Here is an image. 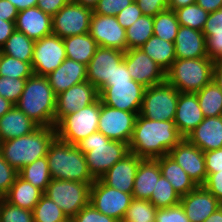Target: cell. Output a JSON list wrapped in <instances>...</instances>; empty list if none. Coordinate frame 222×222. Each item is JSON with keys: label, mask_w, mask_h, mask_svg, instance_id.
I'll return each mask as SVG.
<instances>
[{"label": "cell", "mask_w": 222, "mask_h": 222, "mask_svg": "<svg viewBox=\"0 0 222 222\" xmlns=\"http://www.w3.org/2000/svg\"><path fill=\"white\" fill-rule=\"evenodd\" d=\"M196 94L204 117L222 115V92L213 80Z\"/></svg>", "instance_id": "obj_35"}, {"label": "cell", "mask_w": 222, "mask_h": 222, "mask_svg": "<svg viewBox=\"0 0 222 222\" xmlns=\"http://www.w3.org/2000/svg\"><path fill=\"white\" fill-rule=\"evenodd\" d=\"M189 175L197 186H203L207 180L204 152L183 138L168 153Z\"/></svg>", "instance_id": "obj_17"}, {"label": "cell", "mask_w": 222, "mask_h": 222, "mask_svg": "<svg viewBox=\"0 0 222 222\" xmlns=\"http://www.w3.org/2000/svg\"><path fill=\"white\" fill-rule=\"evenodd\" d=\"M214 62L206 58H176L166 72V81L180 93H196L213 79Z\"/></svg>", "instance_id": "obj_6"}, {"label": "cell", "mask_w": 222, "mask_h": 222, "mask_svg": "<svg viewBox=\"0 0 222 222\" xmlns=\"http://www.w3.org/2000/svg\"><path fill=\"white\" fill-rule=\"evenodd\" d=\"M0 222H34L33 211L14 206L3 199L0 202Z\"/></svg>", "instance_id": "obj_43"}, {"label": "cell", "mask_w": 222, "mask_h": 222, "mask_svg": "<svg viewBox=\"0 0 222 222\" xmlns=\"http://www.w3.org/2000/svg\"><path fill=\"white\" fill-rule=\"evenodd\" d=\"M120 80H133L129 74V71L126 67L124 60L115 68L111 80L107 81H120Z\"/></svg>", "instance_id": "obj_58"}, {"label": "cell", "mask_w": 222, "mask_h": 222, "mask_svg": "<svg viewBox=\"0 0 222 222\" xmlns=\"http://www.w3.org/2000/svg\"><path fill=\"white\" fill-rule=\"evenodd\" d=\"M222 92V62H216L213 67V79Z\"/></svg>", "instance_id": "obj_61"}, {"label": "cell", "mask_w": 222, "mask_h": 222, "mask_svg": "<svg viewBox=\"0 0 222 222\" xmlns=\"http://www.w3.org/2000/svg\"><path fill=\"white\" fill-rule=\"evenodd\" d=\"M138 114L119 110L101 102L98 132L110 140L129 144Z\"/></svg>", "instance_id": "obj_14"}, {"label": "cell", "mask_w": 222, "mask_h": 222, "mask_svg": "<svg viewBox=\"0 0 222 222\" xmlns=\"http://www.w3.org/2000/svg\"><path fill=\"white\" fill-rule=\"evenodd\" d=\"M4 199V197L0 194V202Z\"/></svg>", "instance_id": "obj_66"}, {"label": "cell", "mask_w": 222, "mask_h": 222, "mask_svg": "<svg viewBox=\"0 0 222 222\" xmlns=\"http://www.w3.org/2000/svg\"><path fill=\"white\" fill-rule=\"evenodd\" d=\"M71 220L73 222H119L115 218L102 214L90 203L82 208Z\"/></svg>", "instance_id": "obj_47"}, {"label": "cell", "mask_w": 222, "mask_h": 222, "mask_svg": "<svg viewBox=\"0 0 222 222\" xmlns=\"http://www.w3.org/2000/svg\"><path fill=\"white\" fill-rule=\"evenodd\" d=\"M10 1L18 11L30 8L37 7L38 0H8Z\"/></svg>", "instance_id": "obj_60"}, {"label": "cell", "mask_w": 222, "mask_h": 222, "mask_svg": "<svg viewBox=\"0 0 222 222\" xmlns=\"http://www.w3.org/2000/svg\"><path fill=\"white\" fill-rule=\"evenodd\" d=\"M34 222H65L66 214L47 195L43 194L33 209Z\"/></svg>", "instance_id": "obj_38"}, {"label": "cell", "mask_w": 222, "mask_h": 222, "mask_svg": "<svg viewBox=\"0 0 222 222\" xmlns=\"http://www.w3.org/2000/svg\"><path fill=\"white\" fill-rule=\"evenodd\" d=\"M70 0H38L37 7L53 17Z\"/></svg>", "instance_id": "obj_55"}, {"label": "cell", "mask_w": 222, "mask_h": 222, "mask_svg": "<svg viewBox=\"0 0 222 222\" xmlns=\"http://www.w3.org/2000/svg\"><path fill=\"white\" fill-rule=\"evenodd\" d=\"M207 57L222 62V35H205Z\"/></svg>", "instance_id": "obj_50"}, {"label": "cell", "mask_w": 222, "mask_h": 222, "mask_svg": "<svg viewBox=\"0 0 222 222\" xmlns=\"http://www.w3.org/2000/svg\"><path fill=\"white\" fill-rule=\"evenodd\" d=\"M93 182H75L52 179L45 191L50 199L72 219L90 203V189Z\"/></svg>", "instance_id": "obj_8"}, {"label": "cell", "mask_w": 222, "mask_h": 222, "mask_svg": "<svg viewBox=\"0 0 222 222\" xmlns=\"http://www.w3.org/2000/svg\"><path fill=\"white\" fill-rule=\"evenodd\" d=\"M15 29L23 32L28 38L38 40L53 34L52 17L38 7L18 11Z\"/></svg>", "instance_id": "obj_23"}, {"label": "cell", "mask_w": 222, "mask_h": 222, "mask_svg": "<svg viewBox=\"0 0 222 222\" xmlns=\"http://www.w3.org/2000/svg\"><path fill=\"white\" fill-rule=\"evenodd\" d=\"M133 0H99L93 12L98 15L116 16Z\"/></svg>", "instance_id": "obj_48"}, {"label": "cell", "mask_w": 222, "mask_h": 222, "mask_svg": "<svg viewBox=\"0 0 222 222\" xmlns=\"http://www.w3.org/2000/svg\"><path fill=\"white\" fill-rule=\"evenodd\" d=\"M35 40L23 32L15 30L1 47L0 53L7 54L23 62H32Z\"/></svg>", "instance_id": "obj_33"}, {"label": "cell", "mask_w": 222, "mask_h": 222, "mask_svg": "<svg viewBox=\"0 0 222 222\" xmlns=\"http://www.w3.org/2000/svg\"><path fill=\"white\" fill-rule=\"evenodd\" d=\"M161 176L159 162L156 159H143L136 172L132 197L149 200Z\"/></svg>", "instance_id": "obj_28"}, {"label": "cell", "mask_w": 222, "mask_h": 222, "mask_svg": "<svg viewBox=\"0 0 222 222\" xmlns=\"http://www.w3.org/2000/svg\"><path fill=\"white\" fill-rule=\"evenodd\" d=\"M124 53L115 48L98 46L87 65V81L99 90L107 80H111L115 68L123 61Z\"/></svg>", "instance_id": "obj_19"}, {"label": "cell", "mask_w": 222, "mask_h": 222, "mask_svg": "<svg viewBox=\"0 0 222 222\" xmlns=\"http://www.w3.org/2000/svg\"><path fill=\"white\" fill-rule=\"evenodd\" d=\"M76 3L84 7L91 8L92 10L97 6L99 0H74Z\"/></svg>", "instance_id": "obj_65"}, {"label": "cell", "mask_w": 222, "mask_h": 222, "mask_svg": "<svg viewBox=\"0 0 222 222\" xmlns=\"http://www.w3.org/2000/svg\"><path fill=\"white\" fill-rule=\"evenodd\" d=\"M140 48L165 72L170 69L176 59L175 44L155 35H152Z\"/></svg>", "instance_id": "obj_32"}, {"label": "cell", "mask_w": 222, "mask_h": 222, "mask_svg": "<svg viewBox=\"0 0 222 222\" xmlns=\"http://www.w3.org/2000/svg\"><path fill=\"white\" fill-rule=\"evenodd\" d=\"M146 87L135 80L107 81L99 90L101 102L110 107L140 113Z\"/></svg>", "instance_id": "obj_10"}, {"label": "cell", "mask_w": 222, "mask_h": 222, "mask_svg": "<svg viewBox=\"0 0 222 222\" xmlns=\"http://www.w3.org/2000/svg\"><path fill=\"white\" fill-rule=\"evenodd\" d=\"M43 194L40 189L18 175L4 199L14 206L33 211Z\"/></svg>", "instance_id": "obj_30"}, {"label": "cell", "mask_w": 222, "mask_h": 222, "mask_svg": "<svg viewBox=\"0 0 222 222\" xmlns=\"http://www.w3.org/2000/svg\"><path fill=\"white\" fill-rule=\"evenodd\" d=\"M49 172L52 179L75 182H94L88 170L85 155L77 145L64 142L57 137L47 152Z\"/></svg>", "instance_id": "obj_4"}, {"label": "cell", "mask_w": 222, "mask_h": 222, "mask_svg": "<svg viewBox=\"0 0 222 222\" xmlns=\"http://www.w3.org/2000/svg\"><path fill=\"white\" fill-rule=\"evenodd\" d=\"M179 91L167 81L145 89L140 115L157 121H174Z\"/></svg>", "instance_id": "obj_9"}, {"label": "cell", "mask_w": 222, "mask_h": 222, "mask_svg": "<svg viewBox=\"0 0 222 222\" xmlns=\"http://www.w3.org/2000/svg\"><path fill=\"white\" fill-rule=\"evenodd\" d=\"M182 139L174 121H157L138 114L129 149L142 159H156L167 155Z\"/></svg>", "instance_id": "obj_1"}, {"label": "cell", "mask_w": 222, "mask_h": 222, "mask_svg": "<svg viewBox=\"0 0 222 222\" xmlns=\"http://www.w3.org/2000/svg\"><path fill=\"white\" fill-rule=\"evenodd\" d=\"M18 15L16 7L8 0H0V19L15 21Z\"/></svg>", "instance_id": "obj_56"}, {"label": "cell", "mask_w": 222, "mask_h": 222, "mask_svg": "<svg viewBox=\"0 0 222 222\" xmlns=\"http://www.w3.org/2000/svg\"><path fill=\"white\" fill-rule=\"evenodd\" d=\"M18 175L45 193L52 178L49 172L47 156L39 158L18 171Z\"/></svg>", "instance_id": "obj_34"}, {"label": "cell", "mask_w": 222, "mask_h": 222, "mask_svg": "<svg viewBox=\"0 0 222 222\" xmlns=\"http://www.w3.org/2000/svg\"><path fill=\"white\" fill-rule=\"evenodd\" d=\"M93 10L70 0L52 17L53 34L60 38L89 33Z\"/></svg>", "instance_id": "obj_11"}, {"label": "cell", "mask_w": 222, "mask_h": 222, "mask_svg": "<svg viewBox=\"0 0 222 222\" xmlns=\"http://www.w3.org/2000/svg\"><path fill=\"white\" fill-rule=\"evenodd\" d=\"M181 196L173 189L171 183L161 176L149 199L157 209L168 208L180 203Z\"/></svg>", "instance_id": "obj_39"}, {"label": "cell", "mask_w": 222, "mask_h": 222, "mask_svg": "<svg viewBox=\"0 0 222 222\" xmlns=\"http://www.w3.org/2000/svg\"><path fill=\"white\" fill-rule=\"evenodd\" d=\"M153 35V16L142 15L126 29L128 50L140 48Z\"/></svg>", "instance_id": "obj_37"}, {"label": "cell", "mask_w": 222, "mask_h": 222, "mask_svg": "<svg viewBox=\"0 0 222 222\" xmlns=\"http://www.w3.org/2000/svg\"><path fill=\"white\" fill-rule=\"evenodd\" d=\"M204 156L208 176L222 169V148L206 151Z\"/></svg>", "instance_id": "obj_53"}, {"label": "cell", "mask_w": 222, "mask_h": 222, "mask_svg": "<svg viewBox=\"0 0 222 222\" xmlns=\"http://www.w3.org/2000/svg\"><path fill=\"white\" fill-rule=\"evenodd\" d=\"M156 160L159 162L161 175L171 183L180 196L188 194L197 187L182 167L168 154Z\"/></svg>", "instance_id": "obj_29"}, {"label": "cell", "mask_w": 222, "mask_h": 222, "mask_svg": "<svg viewBox=\"0 0 222 222\" xmlns=\"http://www.w3.org/2000/svg\"><path fill=\"white\" fill-rule=\"evenodd\" d=\"M142 160L138 155L130 152L116 162L100 179L109 187L132 194L136 172Z\"/></svg>", "instance_id": "obj_21"}, {"label": "cell", "mask_w": 222, "mask_h": 222, "mask_svg": "<svg viewBox=\"0 0 222 222\" xmlns=\"http://www.w3.org/2000/svg\"><path fill=\"white\" fill-rule=\"evenodd\" d=\"M89 34L98 46L115 48L126 52L128 43L126 30L118 23L116 16L91 15Z\"/></svg>", "instance_id": "obj_16"}, {"label": "cell", "mask_w": 222, "mask_h": 222, "mask_svg": "<svg viewBox=\"0 0 222 222\" xmlns=\"http://www.w3.org/2000/svg\"><path fill=\"white\" fill-rule=\"evenodd\" d=\"M25 83L26 79L0 77V96L15 105L20 99Z\"/></svg>", "instance_id": "obj_44"}, {"label": "cell", "mask_w": 222, "mask_h": 222, "mask_svg": "<svg viewBox=\"0 0 222 222\" xmlns=\"http://www.w3.org/2000/svg\"><path fill=\"white\" fill-rule=\"evenodd\" d=\"M203 186L222 204V169L217 173H211Z\"/></svg>", "instance_id": "obj_54"}, {"label": "cell", "mask_w": 222, "mask_h": 222, "mask_svg": "<svg viewBox=\"0 0 222 222\" xmlns=\"http://www.w3.org/2000/svg\"><path fill=\"white\" fill-rule=\"evenodd\" d=\"M186 139L203 152L222 148V115L204 117Z\"/></svg>", "instance_id": "obj_25"}, {"label": "cell", "mask_w": 222, "mask_h": 222, "mask_svg": "<svg viewBox=\"0 0 222 222\" xmlns=\"http://www.w3.org/2000/svg\"><path fill=\"white\" fill-rule=\"evenodd\" d=\"M174 44L178 59L207 57L205 35L202 31L180 25Z\"/></svg>", "instance_id": "obj_26"}, {"label": "cell", "mask_w": 222, "mask_h": 222, "mask_svg": "<svg viewBox=\"0 0 222 222\" xmlns=\"http://www.w3.org/2000/svg\"><path fill=\"white\" fill-rule=\"evenodd\" d=\"M66 58L88 65L98 45L89 33L63 38Z\"/></svg>", "instance_id": "obj_31"}, {"label": "cell", "mask_w": 222, "mask_h": 222, "mask_svg": "<svg viewBox=\"0 0 222 222\" xmlns=\"http://www.w3.org/2000/svg\"><path fill=\"white\" fill-rule=\"evenodd\" d=\"M18 176V171L13 168L2 156L0 152V194L4 197L10 187L14 184Z\"/></svg>", "instance_id": "obj_46"}, {"label": "cell", "mask_w": 222, "mask_h": 222, "mask_svg": "<svg viewBox=\"0 0 222 222\" xmlns=\"http://www.w3.org/2000/svg\"><path fill=\"white\" fill-rule=\"evenodd\" d=\"M196 0H169L168 1V9L176 10L188 5L195 4Z\"/></svg>", "instance_id": "obj_62"}, {"label": "cell", "mask_w": 222, "mask_h": 222, "mask_svg": "<svg viewBox=\"0 0 222 222\" xmlns=\"http://www.w3.org/2000/svg\"><path fill=\"white\" fill-rule=\"evenodd\" d=\"M55 95H58L73 85L87 81V66L66 58L52 73L46 76Z\"/></svg>", "instance_id": "obj_24"}, {"label": "cell", "mask_w": 222, "mask_h": 222, "mask_svg": "<svg viewBox=\"0 0 222 222\" xmlns=\"http://www.w3.org/2000/svg\"><path fill=\"white\" fill-rule=\"evenodd\" d=\"M101 110V100L79 109L63 117L56 125L58 139L77 145L90 134L98 131V120Z\"/></svg>", "instance_id": "obj_7"}, {"label": "cell", "mask_w": 222, "mask_h": 222, "mask_svg": "<svg viewBox=\"0 0 222 222\" xmlns=\"http://www.w3.org/2000/svg\"><path fill=\"white\" fill-rule=\"evenodd\" d=\"M204 222H222V206L213 212Z\"/></svg>", "instance_id": "obj_64"}, {"label": "cell", "mask_w": 222, "mask_h": 222, "mask_svg": "<svg viewBox=\"0 0 222 222\" xmlns=\"http://www.w3.org/2000/svg\"><path fill=\"white\" fill-rule=\"evenodd\" d=\"M15 106L38 126L55 127L56 95L47 77L32 75Z\"/></svg>", "instance_id": "obj_2"}, {"label": "cell", "mask_w": 222, "mask_h": 222, "mask_svg": "<svg viewBox=\"0 0 222 222\" xmlns=\"http://www.w3.org/2000/svg\"><path fill=\"white\" fill-rule=\"evenodd\" d=\"M39 126L16 106L0 117V142L31 134Z\"/></svg>", "instance_id": "obj_27"}, {"label": "cell", "mask_w": 222, "mask_h": 222, "mask_svg": "<svg viewBox=\"0 0 222 222\" xmlns=\"http://www.w3.org/2000/svg\"><path fill=\"white\" fill-rule=\"evenodd\" d=\"M98 98V89L89 81L73 85L56 95L55 125L66 115L94 103Z\"/></svg>", "instance_id": "obj_18"}, {"label": "cell", "mask_w": 222, "mask_h": 222, "mask_svg": "<svg viewBox=\"0 0 222 222\" xmlns=\"http://www.w3.org/2000/svg\"><path fill=\"white\" fill-rule=\"evenodd\" d=\"M183 206L190 222H204L222 204L204 186H197L186 195L181 196Z\"/></svg>", "instance_id": "obj_20"}, {"label": "cell", "mask_w": 222, "mask_h": 222, "mask_svg": "<svg viewBox=\"0 0 222 222\" xmlns=\"http://www.w3.org/2000/svg\"><path fill=\"white\" fill-rule=\"evenodd\" d=\"M196 4L209 13L222 8V0H196Z\"/></svg>", "instance_id": "obj_59"}, {"label": "cell", "mask_w": 222, "mask_h": 222, "mask_svg": "<svg viewBox=\"0 0 222 222\" xmlns=\"http://www.w3.org/2000/svg\"><path fill=\"white\" fill-rule=\"evenodd\" d=\"M202 32L204 35H222V8L209 14Z\"/></svg>", "instance_id": "obj_52"}, {"label": "cell", "mask_w": 222, "mask_h": 222, "mask_svg": "<svg viewBox=\"0 0 222 222\" xmlns=\"http://www.w3.org/2000/svg\"><path fill=\"white\" fill-rule=\"evenodd\" d=\"M132 194L107 186L96 179L90 189V204L99 212L121 222L132 201Z\"/></svg>", "instance_id": "obj_12"}, {"label": "cell", "mask_w": 222, "mask_h": 222, "mask_svg": "<svg viewBox=\"0 0 222 222\" xmlns=\"http://www.w3.org/2000/svg\"><path fill=\"white\" fill-rule=\"evenodd\" d=\"M77 147L85 155L88 170L95 180L130 153L129 144L110 140L98 131L80 141Z\"/></svg>", "instance_id": "obj_5"}, {"label": "cell", "mask_w": 222, "mask_h": 222, "mask_svg": "<svg viewBox=\"0 0 222 222\" xmlns=\"http://www.w3.org/2000/svg\"><path fill=\"white\" fill-rule=\"evenodd\" d=\"M169 0H137L136 3L143 15L156 16L158 13L168 9Z\"/></svg>", "instance_id": "obj_51"}, {"label": "cell", "mask_w": 222, "mask_h": 222, "mask_svg": "<svg viewBox=\"0 0 222 222\" xmlns=\"http://www.w3.org/2000/svg\"><path fill=\"white\" fill-rule=\"evenodd\" d=\"M157 208L149 200L132 198L121 222H155Z\"/></svg>", "instance_id": "obj_42"}, {"label": "cell", "mask_w": 222, "mask_h": 222, "mask_svg": "<svg viewBox=\"0 0 222 222\" xmlns=\"http://www.w3.org/2000/svg\"><path fill=\"white\" fill-rule=\"evenodd\" d=\"M174 10L166 9L153 17V35L174 43L179 29Z\"/></svg>", "instance_id": "obj_36"}, {"label": "cell", "mask_w": 222, "mask_h": 222, "mask_svg": "<svg viewBox=\"0 0 222 222\" xmlns=\"http://www.w3.org/2000/svg\"><path fill=\"white\" fill-rule=\"evenodd\" d=\"M15 30V21L0 19V49Z\"/></svg>", "instance_id": "obj_57"}, {"label": "cell", "mask_w": 222, "mask_h": 222, "mask_svg": "<svg viewBox=\"0 0 222 222\" xmlns=\"http://www.w3.org/2000/svg\"><path fill=\"white\" fill-rule=\"evenodd\" d=\"M204 119L196 93H179L175 113V126L186 138Z\"/></svg>", "instance_id": "obj_22"}, {"label": "cell", "mask_w": 222, "mask_h": 222, "mask_svg": "<svg viewBox=\"0 0 222 222\" xmlns=\"http://www.w3.org/2000/svg\"><path fill=\"white\" fill-rule=\"evenodd\" d=\"M143 15L141 9L138 7L136 1L130 3L118 15H116L118 23L126 30L129 28L139 17Z\"/></svg>", "instance_id": "obj_49"}, {"label": "cell", "mask_w": 222, "mask_h": 222, "mask_svg": "<svg viewBox=\"0 0 222 222\" xmlns=\"http://www.w3.org/2000/svg\"><path fill=\"white\" fill-rule=\"evenodd\" d=\"M66 59L63 38L51 34L35 40L32 70L34 75L48 76Z\"/></svg>", "instance_id": "obj_13"}, {"label": "cell", "mask_w": 222, "mask_h": 222, "mask_svg": "<svg viewBox=\"0 0 222 222\" xmlns=\"http://www.w3.org/2000/svg\"><path fill=\"white\" fill-rule=\"evenodd\" d=\"M123 60L132 79L146 88L166 81V72L141 48L127 50Z\"/></svg>", "instance_id": "obj_15"}, {"label": "cell", "mask_w": 222, "mask_h": 222, "mask_svg": "<svg viewBox=\"0 0 222 222\" xmlns=\"http://www.w3.org/2000/svg\"><path fill=\"white\" fill-rule=\"evenodd\" d=\"M14 106L15 105L11 103L9 100H6L5 98L0 96V117H2Z\"/></svg>", "instance_id": "obj_63"}, {"label": "cell", "mask_w": 222, "mask_h": 222, "mask_svg": "<svg viewBox=\"0 0 222 222\" xmlns=\"http://www.w3.org/2000/svg\"><path fill=\"white\" fill-rule=\"evenodd\" d=\"M155 222H190L187 218L183 206L177 205L157 209L155 213Z\"/></svg>", "instance_id": "obj_45"}, {"label": "cell", "mask_w": 222, "mask_h": 222, "mask_svg": "<svg viewBox=\"0 0 222 222\" xmlns=\"http://www.w3.org/2000/svg\"><path fill=\"white\" fill-rule=\"evenodd\" d=\"M55 127L39 126L31 134L0 142L3 158L17 171L47 155Z\"/></svg>", "instance_id": "obj_3"}, {"label": "cell", "mask_w": 222, "mask_h": 222, "mask_svg": "<svg viewBox=\"0 0 222 222\" xmlns=\"http://www.w3.org/2000/svg\"><path fill=\"white\" fill-rule=\"evenodd\" d=\"M33 74L32 62H23L0 53V77L27 79Z\"/></svg>", "instance_id": "obj_41"}, {"label": "cell", "mask_w": 222, "mask_h": 222, "mask_svg": "<svg viewBox=\"0 0 222 222\" xmlns=\"http://www.w3.org/2000/svg\"><path fill=\"white\" fill-rule=\"evenodd\" d=\"M174 11L181 26L190 27L198 31L203 30L210 14L196 3Z\"/></svg>", "instance_id": "obj_40"}]
</instances>
